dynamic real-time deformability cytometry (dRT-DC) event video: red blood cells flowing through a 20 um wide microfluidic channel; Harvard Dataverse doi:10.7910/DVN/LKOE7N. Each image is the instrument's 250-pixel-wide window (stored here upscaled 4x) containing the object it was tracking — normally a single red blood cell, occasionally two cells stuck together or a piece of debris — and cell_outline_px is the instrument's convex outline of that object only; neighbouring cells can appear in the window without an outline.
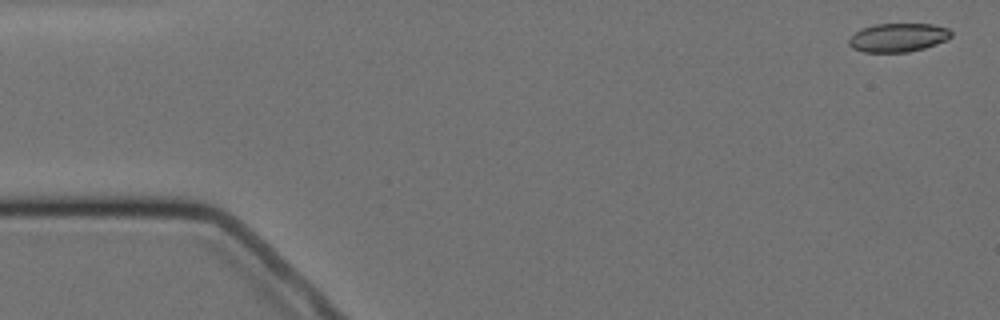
{"species": "Egyptian fruit bat (a non-hibernating species)", "species_latin": "Rousettus aegyptiacus", "temperature_condition": "cold", "stored_images_in_passage": 5, "camera_frame_rate_fps": 3000, "um_per_image_px": 0.085, "animal": {"sex": "female"}, "frame": {"image": 1, "passage_image": 1, "time_ms": 0.0, "image_size_px": [1000, 320], "cell_outline_px": [[952, 36], [948, 40], [924, 48], [908, 52], [864, 52], [852, 48], [848, 44], [848, 40], [856, 32], [864, 28], [876, 24], [932, 24], [948, 28], [952, 32]], "centroid_in_image_um": [76.37, 3.19], "position_along_channel_um": 8.6, "area_um2": 17.05}}
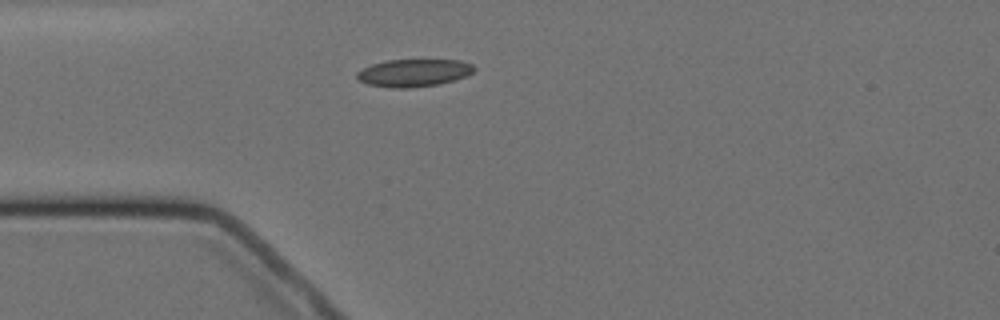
{"frame": {"image": 2, "passage_image": 4, "time_ms": 4.333, "image_size_px": [1000, 320], "cell_outline_px": [[476, 68], [472, 72], [464, 76], [440, 84], [408, 88], [392, 88], [368, 84], [360, 80], [356, 76], [356, 72], [372, 64], [388, 60], [460, 60], [472, 64]], "centroid_in_image_um": [35.16, 6.19], "position_along_channel_um": 49.8, "area_um2": 18.61}}